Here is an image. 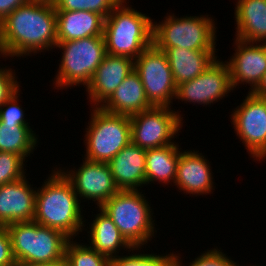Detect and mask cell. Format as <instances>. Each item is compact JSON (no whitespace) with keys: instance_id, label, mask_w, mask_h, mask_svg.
Wrapping results in <instances>:
<instances>
[{"instance_id":"cell-1","label":"cell","mask_w":266,"mask_h":266,"mask_svg":"<svg viewBox=\"0 0 266 266\" xmlns=\"http://www.w3.org/2000/svg\"><path fill=\"white\" fill-rule=\"evenodd\" d=\"M56 9L52 1L31 0L0 23V58L24 57L55 49Z\"/></svg>"},{"instance_id":"cell-2","label":"cell","mask_w":266,"mask_h":266,"mask_svg":"<svg viewBox=\"0 0 266 266\" xmlns=\"http://www.w3.org/2000/svg\"><path fill=\"white\" fill-rule=\"evenodd\" d=\"M80 203L71 182L56 167L37 188L33 221L74 239L86 226Z\"/></svg>"},{"instance_id":"cell-3","label":"cell","mask_w":266,"mask_h":266,"mask_svg":"<svg viewBox=\"0 0 266 266\" xmlns=\"http://www.w3.org/2000/svg\"><path fill=\"white\" fill-rule=\"evenodd\" d=\"M122 0L104 20L106 54L135 60L153 44V19ZM127 4V5H126Z\"/></svg>"},{"instance_id":"cell-4","label":"cell","mask_w":266,"mask_h":266,"mask_svg":"<svg viewBox=\"0 0 266 266\" xmlns=\"http://www.w3.org/2000/svg\"><path fill=\"white\" fill-rule=\"evenodd\" d=\"M140 190H119L100 208L112 219L132 247H143L155 237L153 208ZM147 243V244H146Z\"/></svg>"},{"instance_id":"cell-5","label":"cell","mask_w":266,"mask_h":266,"mask_svg":"<svg viewBox=\"0 0 266 266\" xmlns=\"http://www.w3.org/2000/svg\"><path fill=\"white\" fill-rule=\"evenodd\" d=\"M153 22V44L157 48L216 51V23L209 15L176 17L170 13Z\"/></svg>"},{"instance_id":"cell-6","label":"cell","mask_w":266,"mask_h":266,"mask_svg":"<svg viewBox=\"0 0 266 266\" xmlns=\"http://www.w3.org/2000/svg\"><path fill=\"white\" fill-rule=\"evenodd\" d=\"M16 264L47 263L65 256L69 238L62 232L35 221L11 223L6 226Z\"/></svg>"},{"instance_id":"cell-7","label":"cell","mask_w":266,"mask_h":266,"mask_svg":"<svg viewBox=\"0 0 266 266\" xmlns=\"http://www.w3.org/2000/svg\"><path fill=\"white\" fill-rule=\"evenodd\" d=\"M55 47L63 51L53 80L54 88L60 90L80 84L86 87L106 55L104 36L57 42Z\"/></svg>"},{"instance_id":"cell-8","label":"cell","mask_w":266,"mask_h":266,"mask_svg":"<svg viewBox=\"0 0 266 266\" xmlns=\"http://www.w3.org/2000/svg\"><path fill=\"white\" fill-rule=\"evenodd\" d=\"M92 108L89 125L85 128L83 159L108 163L131 142L130 116Z\"/></svg>"},{"instance_id":"cell-9","label":"cell","mask_w":266,"mask_h":266,"mask_svg":"<svg viewBox=\"0 0 266 266\" xmlns=\"http://www.w3.org/2000/svg\"><path fill=\"white\" fill-rule=\"evenodd\" d=\"M134 70L139 74L152 106L172 107L177 86L164 51L152 44L134 60Z\"/></svg>"},{"instance_id":"cell-10","label":"cell","mask_w":266,"mask_h":266,"mask_svg":"<svg viewBox=\"0 0 266 266\" xmlns=\"http://www.w3.org/2000/svg\"><path fill=\"white\" fill-rule=\"evenodd\" d=\"M170 107H155L130 116L131 142L148 150L176 143L183 118ZM182 121V122H181Z\"/></svg>"},{"instance_id":"cell-11","label":"cell","mask_w":266,"mask_h":266,"mask_svg":"<svg viewBox=\"0 0 266 266\" xmlns=\"http://www.w3.org/2000/svg\"><path fill=\"white\" fill-rule=\"evenodd\" d=\"M240 106L232 111L234 131L253 161L266 159V98L248 92Z\"/></svg>"},{"instance_id":"cell-12","label":"cell","mask_w":266,"mask_h":266,"mask_svg":"<svg viewBox=\"0 0 266 266\" xmlns=\"http://www.w3.org/2000/svg\"><path fill=\"white\" fill-rule=\"evenodd\" d=\"M219 60L216 59L196 78L178 85L175 99L205 106L216 103L233 92L229 67L225 61Z\"/></svg>"},{"instance_id":"cell-13","label":"cell","mask_w":266,"mask_h":266,"mask_svg":"<svg viewBox=\"0 0 266 266\" xmlns=\"http://www.w3.org/2000/svg\"><path fill=\"white\" fill-rule=\"evenodd\" d=\"M59 170L71 182L77 196L96 202L101 207L119 191L106 162H94L84 159L78 169Z\"/></svg>"},{"instance_id":"cell-14","label":"cell","mask_w":266,"mask_h":266,"mask_svg":"<svg viewBox=\"0 0 266 266\" xmlns=\"http://www.w3.org/2000/svg\"><path fill=\"white\" fill-rule=\"evenodd\" d=\"M235 53L225 61L230 70L232 88L241 83L250 86L252 92L261 82L266 71V43L234 40Z\"/></svg>"},{"instance_id":"cell-15","label":"cell","mask_w":266,"mask_h":266,"mask_svg":"<svg viewBox=\"0 0 266 266\" xmlns=\"http://www.w3.org/2000/svg\"><path fill=\"white\" fill-rule=\"evenodd\" d=\"M133 70L132 58L106 54L86 86L91 108L100 107Z\"/></svg>"},{"instance_id":"cell-16","label":"cell","mask_w":266,"mask_h":266,"mask_svg":"<svg viewBox=\"0 0 266 266\" xmlns=\"http://www.w3.org/2000/svg\"><path fill=\"white\" fill-rule=\"evenodd\" d=\"M212 173L209 160L199 150H183L177 163L174 186L184 194L196 197L213 193Z\"/></svg>"},{"instance_id":"cell-17","label":"cell","mask_w":266,"mask_h":266,"mask_svg":"<svg viewBox=\"0 0 266 266\" xmlns=\"http://www.w3.org/2000/svg\"><path fill=\"white\" fill-rule=\"evenodd\" d=\"M36 192L26 176L0 185V226L33 221Z\"/></svg>"},{"instance_id":"cell-18","label":"cell","mask_w":266,"mask_h":266,"mask_svg":"<svg viewBox=\"0 0 266 266\" xmlns=\"http://www.w3.org/2000/svg\"><path fill=\"white\" fill-rule=\"evenodd\" d=\"M108 165L119 190H141L146 184V150L138 145L130 142Z\"/></svg>"},{"instance_id":"cell-19","label":"cell","mask_w":266,"mask_h":266,"mask_svg":"<svg viewBox=\"0 0 266 266\" xmlns=\"http://www.w3.org/2000/svg\"><path fill=\"white\" fill-rule=\"evenodd\" d=\"M153 106L146 98L139 74L133 70L114 93L100 106L111 114L134 115Z\"/></svg>"},{"instance_id":"cell-20","label":"cell","mask_w":266,"mask_h":266,"mask_svg":"<svg viewBox=\"0 0 266 266\" xmlns=\"http://www.w3.org/2000/svg\"><path fill=\"white\" fill-rule=\"evenodd\" d=\"M235 38L251 43H266V0H236Z\"/></svg>"},{"instance_id":"cell-21","label":"cell","mask_w":266,"mask_h":266,"mask_svg":"<svg viewBox=\"0 0 266 266\" xmlns=\"http://www.w3.org/2000/svg\"><path fill=\"white\" fill-rule=\"evenodd\" d=\"M104 20L90 11H56L57 42L103 36Z\"/></svg>"},{"instance_id":"cell-22","label":"cell","mask_w":266,"mask_h":266,"mask_svg":"<svg viewBox=\"0 0 266 266\" xmlns=\"http://www.w3.org/2000/svg\"><path fill=\"white\" fill-rule=\"evenodd\" d=\"M166 53L176 86L203 73L217 59V51L158 48Z\"/></svg>"},{"instance_id":"cell-23","label":"cell","mask_w":266,"mask_h":266,"mask_svg":"<svg viewBox=\"0 0 266 266\" xmlns=\"http://www.w3.org/2000/svg\"><path fill=\"white\" fill-rule=\"evenodd\" d=\"M98 212L89 224V246L110 259L118 256L120 249L130 254L133 247L121 235L112 219L100 207Z\"/></svg>"},{"instance_id":"cell-24","label":"cell","mask_w":266,"mask_h":266,"mask_svg":"<svg viewBox=\"0 0 266 266\" xmlns=\"http://www.w3.org/2000/svg\"><path fill=\"white\" fill-rule=\"evenodd\" d=\"M180 150L177 143L146 150V185L175 183Z\"/></svg>"},{"instance_id":"cell-25","label":"cell","mask_w":266,"mask_h":266,"mask_svg":"<svg viewBox=\"0 0 266 266\" xmlns=\"http://www.w3.org/2000/svg\"><path fill=\"white\" fill-rule=\"evenodd\" d=\"M30 123L0 122V151L22 156H31L38 143V135Z\"/></svg>"},{"instance_id":"cell-26","label":"cell","mask_w":266,"mask_h":266,"mask_svg":"<svg viewBox=\"0 0 266 266\" xmlns=\"http://www.w3.org/2000/svg\"><path fill=\"white\" fill-rule=\"evenodd\" d=\"M65 258L68 266H110L111 260L87 244H79L73 239H69L66 244Z\"/></svg>"},{"instance_id":"cell-27","label":"cell","mask_w":266,"mask_h":266,"mask_svg":"<svg viewBox=\"0 0 266 266\" xmlns=\"http://www.w3.org/2000/svg\"><path fill=\"white\" fill-rule=\"evenodd\" d=\"M142 247H133L131 249V255H118L111 258L110 266H174L175 254L166 252V255H157L156 253L145 254L137 253L141 251ZM136 251V253L133 251ZM133 253V254H132Z\"/></svg>"},{"instance_id":"cell-28","label":"cell","mask_w":266,"mask_h":266,"mask_svg":"<svg viewBox=\"0 0 266 266\" xmlns=\"http://www.w3.org/2000/svg\"><path fill=\"white\" fill-rule=\"evenodd\" d=\"M122 0H53L56 11H90L106 19Z\"/></svg>"},{"instance_id":"cell-29","label":"cell","mask_w":266,"mask_h":266,"mask_svg":"<svg viewBox=\"0 0 266 266\" xmlns=\"http://www.w3.org/2000/svg\"><path fill=\"white\" fill-rule=\"evenodd\" d=\"M26 160L14 153L0 151V185L15 182L26 174Z\"/></svg>"},{"instance_id":"cell-30","label":"cell","mask_w":266,"mask_h":266,"mask_svg":"<svg viewBox=\"0 0 266 266\" xmlns=\"http://www.w3.org/2000/svg\"><path fill=\"white\" fill-rule=\"evenodd\" d=\"M219 250L218 247L207 250L197 256L194 261L190 262L189 266H239L237 262L231 260L228 255ZM182 262V263H181ZM180 254L175 253L174 266H182ZM184 266V264H183Z\"/></svg>"},{"instance_id":"cell-31","label":"cell","mask_w":266,"mask_h":266,"mask_svg":"<svg viewBox=\"0 0 266 266\" xmlns=\"http://www.w3.org/2000/svg\"><path fill=\"white\" fill-rule=\"evenodd\" d=\"M20 88L0 105V122L28 123L25 119V111L19 105Z\"/></svg>"},{"instance_id":"cell-32","label":"cell","mask_w":266,"mask_h":266,"mask_svg":"<svg viewBox=\"0 0 266 266\" xmlns=\"http://www.w3.org/2000/svg\"><path fill=\"white\" fill-rule=\"evenodd\" d=\"M15 74L12 68H7V66L0 68V105L21 87Z\"/></svg>"},{"instance_id":"cell-33","label":"cell","mask_w":266,"mask_h":266,"mask_svg":"<svg viewBox=\"0 0 266 266\" xmlns=\"http://www.w3.org/2000/svg\"><path fill=\"white\" fill-rule=\"evenodd\" d=\"M0 266H17L6 226H0Z\"/></svg>"},{"instance_id":"cell-34","label":"cell","mask_w":266,"mask_h":266,"mask_svg":"<svg viewBox=\"0 0 266 266\" xmlns=\"http://www.w3.org/2000/svg\"><path fill=\"white\" fill-rule=\"evenodd\" d=\"M31 0H0V23L15 9Z\"/></svg>"},{"instance_id":"cell-35","label":"cell","mask_w":266,"mask_h":266,"mask_svg":"<svg viewBox=\"0 0 266 266\" xmlns=\"http://www.w3.org/2000/svg\"><path fill=\"white\" fill-rule=\"evenodd\" d=\"M17 266H68V262L65 258H60L59 260L53 261V262H47V263H20L17 264Z\"/></svg>"},{"instance_id":"cell-36","label":"cell","mask_w":266,"mask_h":266,"mask_svg":"<svg viewBox=\"0 0 266 266\" xmlns=\"http://www.w3.org/2000/svg\"><path fill=\"white\" fill-rule=\"evenodd\" d=\"M254 95L266 98V71L263 75L261 82L258 86L252 91Z\"/></svg>"}]
</instances>
